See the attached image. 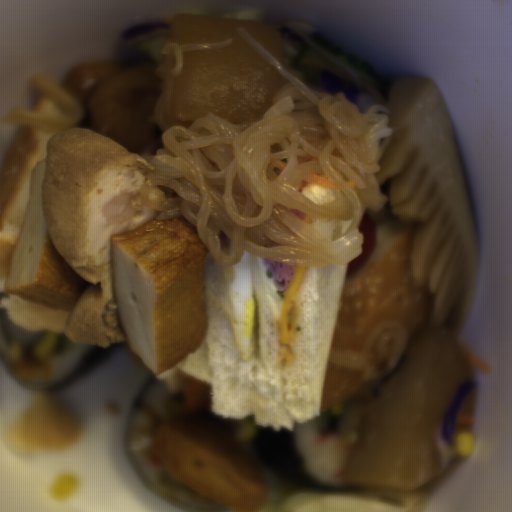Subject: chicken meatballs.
Returning a JSON list of instances; mask_svg holds the SVG:
<instances>
[{"label":"chicken meatballs","instance_id":"1","mask_svg":"<svg viewBox=\"0 0 512 512\" xmlns=\"http://www.w3.org/2000/svg\"><path fill=\"white\" fill-rule=\"evenodd\" d=\"M159 66L142 64L117 72L100 81L87 102L93 130L143 158L163 134L159 124L149 121L161 93Z\"/></svg>","mask_w":512,"mask_h":512}]
</instances>
